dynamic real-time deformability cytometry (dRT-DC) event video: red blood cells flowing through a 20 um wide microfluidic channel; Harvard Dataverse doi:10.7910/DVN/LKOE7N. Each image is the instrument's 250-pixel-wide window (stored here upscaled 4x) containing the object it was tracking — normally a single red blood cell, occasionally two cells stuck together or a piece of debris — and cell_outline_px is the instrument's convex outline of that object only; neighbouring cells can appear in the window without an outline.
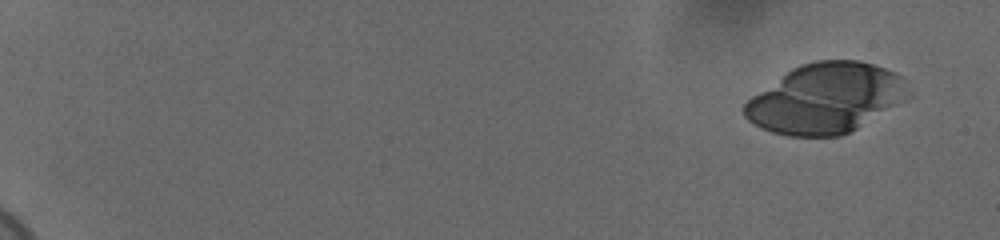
{"species": "human", "species_latin": "Homo sapiens", "temperature_condition": "cold", "stored_images_in_passage": 30, "camera_frame_rate_fps": 3000, "um_per_image_px": 0.085, "donor": {"sex": "female"}, "frame": {"image": 1, "passage_image": 4, "time_ms": 1.0, "image_size_px": [1000, 240], "cell_outline_px": [[900, 76], [892, 104], [856, 128], [840, 136], [788, 136], [772, 132], [760, 128], [748, 120], [744, 116], [744, 104], [752, 96], [792, 68], [800, 64], [816, 60], [860, 60], [884, 68]], "centroid_in_image_um": [69.93, 8.36], "position_along_channel_um": 15.1, "area_um2": 63.7}}